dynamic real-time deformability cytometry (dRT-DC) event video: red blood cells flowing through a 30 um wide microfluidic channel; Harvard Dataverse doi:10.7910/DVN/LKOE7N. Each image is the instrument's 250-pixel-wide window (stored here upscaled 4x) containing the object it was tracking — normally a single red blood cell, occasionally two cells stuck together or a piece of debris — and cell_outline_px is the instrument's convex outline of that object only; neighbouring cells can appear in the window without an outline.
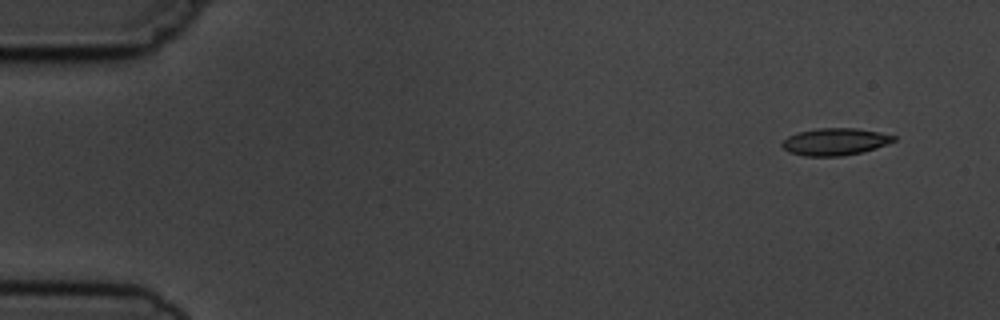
{"species": "common noctule bat (a hibernating species)", "species_latin": "Nyctalus noctula", "temperature_condition": "cold", "stored_images_in_passage": 5, "camera_frame_rate_fps": 3000, "um_per_image_px": 0.085, "animal": {"sex": "male", "body_mass_g": 19.5, "forearm_length_mm": 54.6}, "frame": {"image": 1, "passage_image": 1, "time_ms": 0.0, "image_size_px": [1000, 320], "cell_outline_px": [[896, 140], [888, 144], [860, 152], [840, 156], [804, 156], [788, 152], [780, 144], [788, 136], [796, 132], [816, 128], [856, 128], [880, 132], [896, 136]], "centroid_in_image_um": [70.95, 12.03], "position_along_channel_um": 14.0, "area_um2": 17.69}}